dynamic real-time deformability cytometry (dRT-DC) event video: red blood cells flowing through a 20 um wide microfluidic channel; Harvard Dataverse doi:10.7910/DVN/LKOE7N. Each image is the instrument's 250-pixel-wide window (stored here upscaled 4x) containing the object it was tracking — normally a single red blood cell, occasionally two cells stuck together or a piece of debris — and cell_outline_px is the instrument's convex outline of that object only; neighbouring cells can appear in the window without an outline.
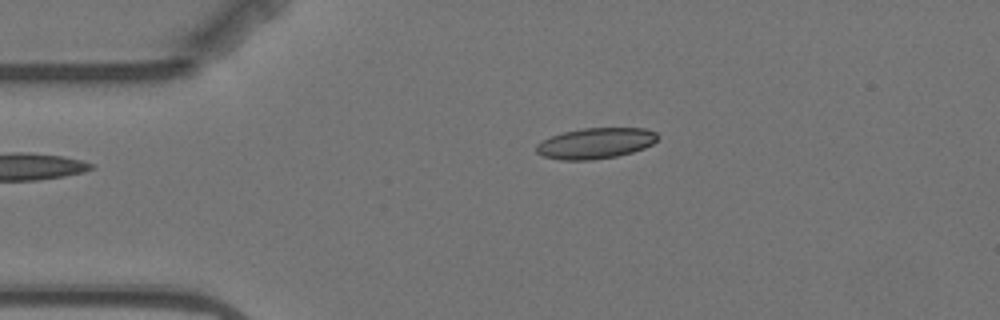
{"species": "Egyptian fruit bat (a non-hibernating species)", "species_latin": "Rousettus aegyptiacus", "temperature_condition": "warm", "stored_images_in_passage": 4, "camera_frame_rate_fps": 3000, "um_per_image_px": 0.085, "animal": {"sex": "female"}, "frame": {"image": 1, "passage_image": 4, "time_ms": 3.333, "image_size_px": [1000, 320], "cell_outline_px": [[660, 136], [652, 144], [644, 148], [632, 152], [616, 156], [592, 160], [560, 160], [544, 156], [536, 152], [536, 144], [552, 136], [564, 132], [584, 128], [644, 128], [656, 132]], "centroid_in_image_um": [50.64, 12.18], "position_along_channel_um": 34.4, "area_um2": 21.68}}